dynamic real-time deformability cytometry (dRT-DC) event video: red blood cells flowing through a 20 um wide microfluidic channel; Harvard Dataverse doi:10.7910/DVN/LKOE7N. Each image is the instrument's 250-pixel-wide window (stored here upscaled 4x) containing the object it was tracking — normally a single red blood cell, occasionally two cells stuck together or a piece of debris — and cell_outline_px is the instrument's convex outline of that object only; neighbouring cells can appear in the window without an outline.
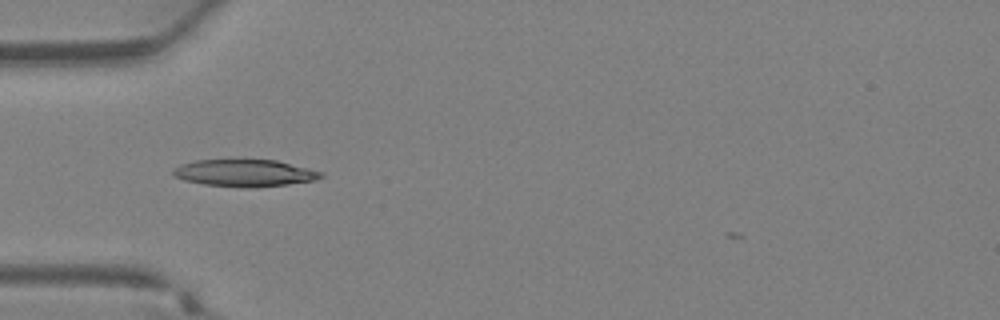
{"species": "Egyptian fruit bat (a non-hibernating species)", "species_latin": "Rousettus aegyptiacus", "temperature_condition": "warm", "stored_images_in_passage": 25, "camera_frame_rate_fps": 3000, "um_per_image_px": 0.085, "animal": {"sex": "female"}, "frame": {"image": 1, "passage_image": 1, "time_ms": 0.0, "image_size_px": [1000, 320], "cell_outline_px": [[324, 176], [316, 180], [288, 184], [252, 188], [244, 188], [204, 184], [184, 180], [172, 176], [172, 172], [180, 164], [196, 160], [276, 160], [324, 172]], "centroid_in_image_um": [20.81, 14.71], "position_along_channel_um": 64.2, "area_um2": 23.35}}
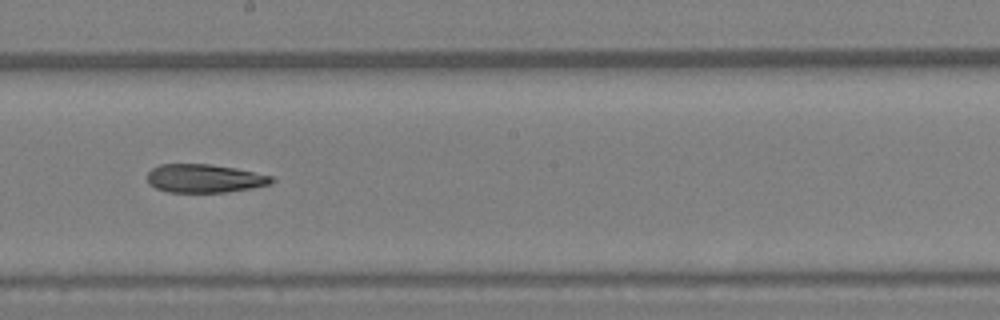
{"frame": {"image": 2, "passage_image": 10, "time_ms": 3.0, "image_size_px": [1000, 320], "cell_outline_px": [[276, 180], [268, 184], [252, 188], [224, 192], [168, 192], [156, 188], [148, 184], [148, 172], [152, 168], [160, 164], [212, 164], [236, 168], [276, 176]], "centroid_in_image_um": [17.41, 15.16], "position_along_channel_um": 230.8, "area_um2": 20.75}}
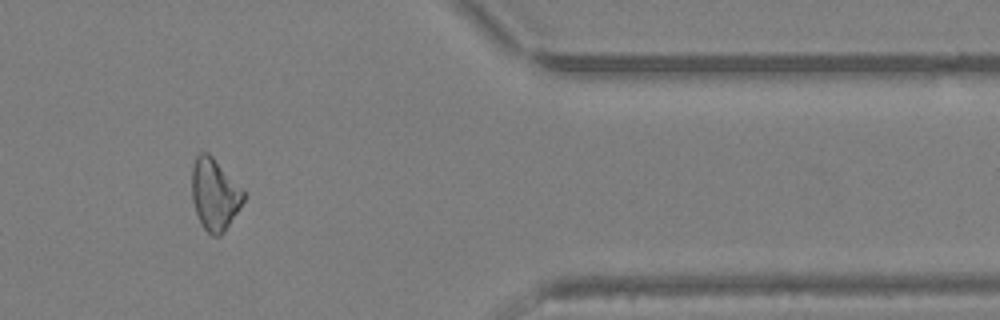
{"frame": {"image": 3, "passage_image": 20, "time_ms": 6.333, "image_size_px": [1000, 320], "cell_outline_px": [[244, 200], [224, 232], [220, 236], [212, 236], [200, 224], [192, 200], [192, 168], [196, 156], [200, 152], [208, 152], [212, 156], [244, 192]], "centroid_in_image_um": [18.21, 16.54], "position_along_channel_um": 393.2, "area_um2": 21.21}}